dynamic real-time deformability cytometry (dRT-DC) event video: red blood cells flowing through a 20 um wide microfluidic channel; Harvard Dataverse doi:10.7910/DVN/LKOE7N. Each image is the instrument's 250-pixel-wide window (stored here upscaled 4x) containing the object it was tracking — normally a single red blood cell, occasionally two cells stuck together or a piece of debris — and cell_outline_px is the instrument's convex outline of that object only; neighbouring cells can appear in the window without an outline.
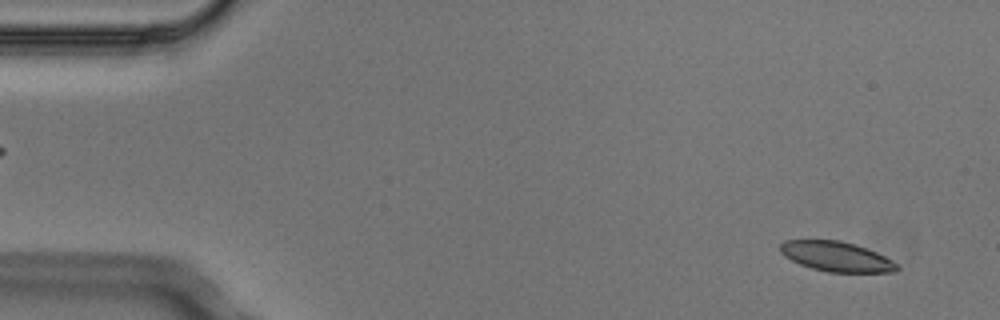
{"species": "Egyptian fruit bat (a non-hibernating species)", "species_latin": "Rousettus aegyptiacus", "temperature_condition": "cold", "stored_images_in_passage": 5, "segment_of_instrument_passage": [2, 2], "camera_frame_rate_fps": 3000, "um_per_image_px": 0.085, "animal": {"sex": "male"}, "frame": {"image": 1, "passage_image": 5, "time_ms": 1.333, "image_size_px": [1000, 320], "cell_outline_px": [[900, 268], [896, 272], [828, 272], [812, 268], [800, 264], [784, 256], [780, 252], [780, 244], [784, 240], [840, 240], [856, 244], [876, 252], [892, 260]], "centroid_in_image_um": [71.09, 21.8], "position_along_channel_um": 13.9, "area_um2": 20.35}}